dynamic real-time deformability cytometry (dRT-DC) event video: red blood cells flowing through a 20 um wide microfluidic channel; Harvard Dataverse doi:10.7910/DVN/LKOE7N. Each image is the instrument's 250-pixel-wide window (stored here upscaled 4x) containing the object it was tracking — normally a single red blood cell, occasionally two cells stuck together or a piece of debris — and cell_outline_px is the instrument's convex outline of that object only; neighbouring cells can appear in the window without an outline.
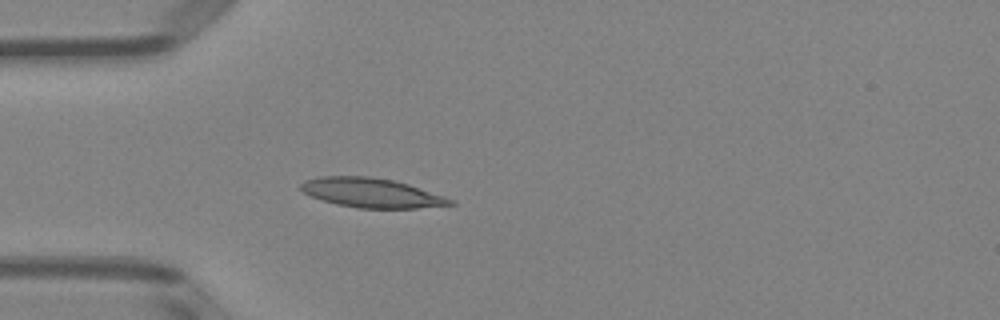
{"species": "Egyptian fruit bat (a non-hibernating species)", "species_latin": "Rousettus aegyptiacus", "temperature_condition": "room temperature", "stored_images_in_passage": 5, "camera_frame_rate_fps": 3000, "um_per_image_px": 0.085, "animal": {"sex": "female"}, "frame": {"image": 1, "passage_image": 5, "time_ms": 4.667, "image_size_px": [1000, 320], "cell_outline_px": [[456, 204], [416, 208], [356, 208], [336, 204], [312, 196], [304, 192], [300, 188], [300, 184], [304, 180], [320, 176], [368, 176], [392, 180], [408, 184], [456, 200]], "centroid_in_image_um": [31.58, 16.39], "position_along_channel_um": 53.4, "area_um2": 25.49}}